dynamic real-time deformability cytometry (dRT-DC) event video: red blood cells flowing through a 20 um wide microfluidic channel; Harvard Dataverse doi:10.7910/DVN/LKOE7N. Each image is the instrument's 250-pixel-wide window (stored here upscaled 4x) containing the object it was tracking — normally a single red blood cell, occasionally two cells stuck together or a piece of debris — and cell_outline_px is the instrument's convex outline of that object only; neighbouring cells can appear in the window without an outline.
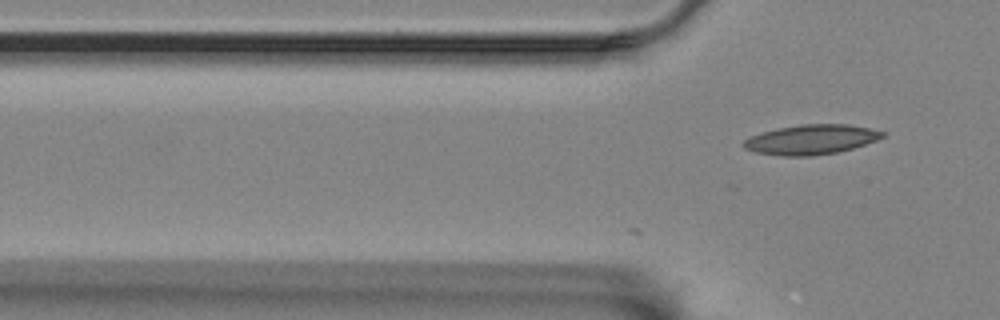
{"species": "Egyptian fruit bat (a non-hibernating species)", "species_latin": "Rousettus aegyptiacus", "temperature_condition": "room temperature", "stored_images_in_passage": 6, "camera_frame_rate_fps": 3000, "um_per_image_px": 0.085, "animal": {"sex": "female"}, "frame": {"image": 1, "passage_image": 6, "time_ms": 1.667, "image_size_px": [1000, 320], "cell_outline_px": [[884, 136], [876, 140], [852, 148], [836, 152], [812, 156], [780, 156], [756, 152], [744, 148], [740, 144], [748, 136], [760, 132], [776, 128], [800, 124], [844, 124], [868, 128], [884, 132]], "centroid_in_image_um": [68.85, 11.86], "position_along_channel_um": 56.9, "area_um2": 24.1}}